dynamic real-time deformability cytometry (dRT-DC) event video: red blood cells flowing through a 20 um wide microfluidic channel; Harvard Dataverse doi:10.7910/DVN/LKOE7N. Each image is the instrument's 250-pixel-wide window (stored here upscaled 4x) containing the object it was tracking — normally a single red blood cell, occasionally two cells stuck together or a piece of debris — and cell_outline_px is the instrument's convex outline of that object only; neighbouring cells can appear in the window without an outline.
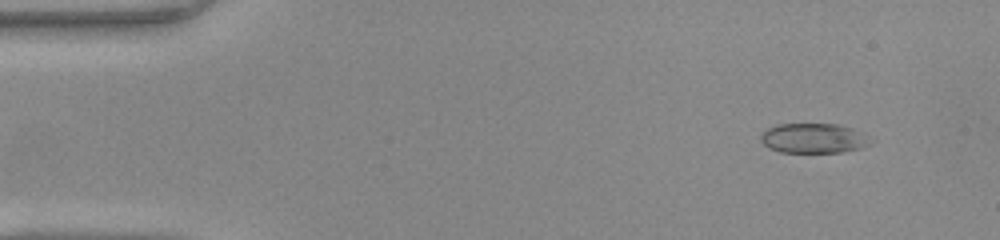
{"species": "common noctule bat (a hibernating species)", "species_latin": "Nyctalus noctula", "temperature_condition": "warm", "stored_images_in_passage": 49, "camera_frame_rate_fps": 3000, "um_per_image_px": 0.085, "animal": {"sex": "female", "body_mass_g": 22.0, "forearm_length_mm": 56.7}, "frame": {"image": 1, "passage_image": 5, "time_ms": 1.333, "image_size_px": [1000, 240], "cell_outline_px": [[876, 140], [872, 144], [860, 148], [840, 152], [780, 152], [768, 148], [760, 140], [760, 136], [768, 128], [776, 124], [840, 124], [852, 128]], "centroid_in_image_um": [69.19, 11.75], "position_along_channel_um": 15.8, "area_um2": 19.25}}
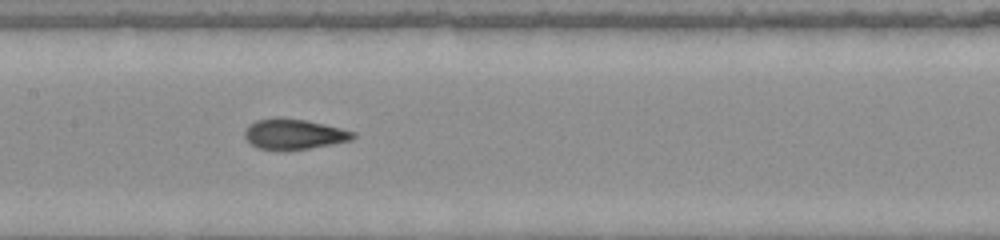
{"frame": {"image": 2, "passage_image": 24, "time_ms": 7.667, "image_size_px": [1000, 240], "cell_outline_px": [[356, 136], [352, 140], [332, 144], [308, 148], [256, 148], [244, 136], [244, 132], [248, 124], [256, 120], [276, 116], [280, 116], [304, 120], [324, 124], [356, 132]], "centroid_in_image_um": [24.98, 11.35], "position_along_channel_um": 182.4, "area_um2": 18.9}}
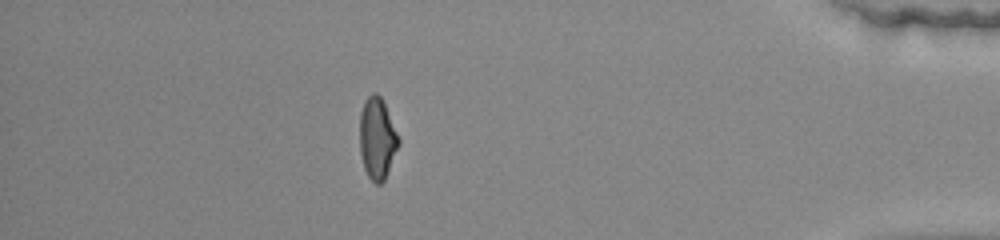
{"frame": {"image": 3, "passage_image": 43, "time_ms": 14.0, "image_size_px": [1000, 240], "cell_outline_px": [[400, 144], [384, 180], [380, 184], [376, 184], [368, 176], [364, 168], [360, 152], [360, 112], [364, 100], [372, 92], [376, 92], [380, 96], [384, 104], [400, 140]], "centroid_in_image_um": [32.05, 11.76], "position_along_channel_um": 403.1, "area_um2": 18.32}, "authors_computed_cell_mechanics": {"area_um2": 19.1318, "velocity_mm_per_s": 4.2228, "shape_relaxation_time_tau1_ms": 10.8678, "shape_relaxation_time_tau2_ms": 0.7393, "deformation_change_tau1": 0.3044, "deformation_change_tau2": 0.0401}}